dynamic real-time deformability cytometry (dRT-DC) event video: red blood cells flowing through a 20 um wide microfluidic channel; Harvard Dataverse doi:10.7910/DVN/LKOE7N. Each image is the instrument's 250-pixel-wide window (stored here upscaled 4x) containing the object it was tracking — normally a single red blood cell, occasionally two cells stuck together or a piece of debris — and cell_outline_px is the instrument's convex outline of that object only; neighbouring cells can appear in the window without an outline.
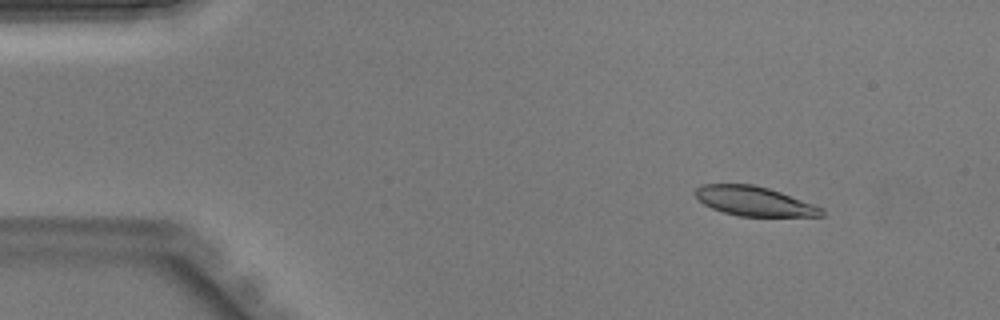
{"species": "Egyptian fruit bat (a non-hibernating species)", "species_latin": "Rousettus aegyptiacus", "temperature_condition": "warm", "stored_images_in_passage": 33, "camera_frame_rate_fps": 3000, "um_per_image_px": 0.085, "animal": {"sex": "male"}, "frame": {"image": 1, "passage_image": 4, "time_ms": 1.0, "image_size_px": [1000, 320], "cell_outline_px": [[824, 216], [740, 216], [724, 212], [712, 208], [704, 204], [692, 192], [700, 184], [752, 184], [768, 188], [780, 192], [824, 208]], "centroid_in_image_um": [64.09, 17.09], "position_along_channel_um": 20.9, "area_um2": 21.56}}
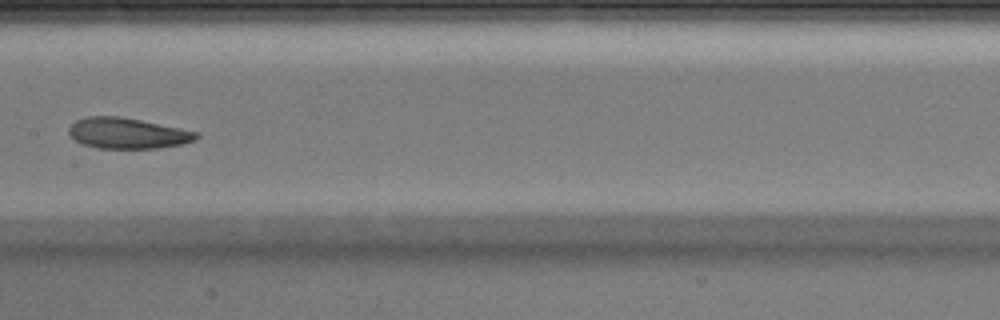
{"frame": {"image": 2, "passage_image": 21, "time_ms": 6.667, "image_size_px": [1000, 320], "cell_outline_px": [[200, 136], [196, 140], [180, 144], [160, 148], [96, 148], [80, 144], [68, 132], [68, 128], [76, 120], [88, 116], [120, 116], [200, 132]], "centroid_in_image_um": [10.84, 11.33], "position_along_channel_um": 196.6, "area_um2": 22.89}}
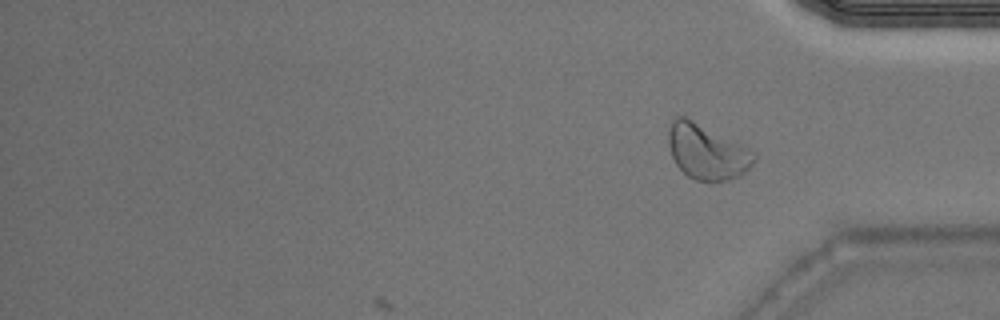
{"frame": {"image": 3, "passage_image": 33, "time_ms": 10.667, "image_size_px": [1000, 320], "cell_outline_px": [[756, 160], [740, 176], [732, 180], [696, 180], [688, 176], [676, 164], [672, 156], [668, 144], [668, 128], [672, 116], [684, 116], [756, 152]], "centroid_in_image_um": [60.06, 12.89], "position_along_channel_um": 375.1, "area_um2": 27.22}}